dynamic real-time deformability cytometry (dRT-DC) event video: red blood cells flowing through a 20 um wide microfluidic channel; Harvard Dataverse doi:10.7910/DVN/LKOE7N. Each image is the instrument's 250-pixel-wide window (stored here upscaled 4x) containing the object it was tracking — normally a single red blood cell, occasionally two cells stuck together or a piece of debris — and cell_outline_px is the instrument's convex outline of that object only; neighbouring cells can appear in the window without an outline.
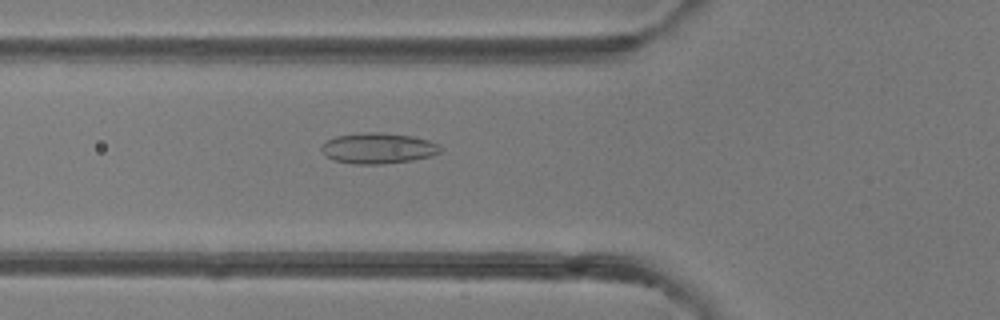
{"species": "common noctule bat (a hibernating species)", "species_latin": "Nyctalus noctula", "temperature_condition": "room temperature", "stored_images_in_passage": 34, "camera_frame_rate_fps": 3000, "um_per_image_px": 0.085, "animal": {"sex": "female"}, "frame": {"image": 1, "passage_image": 3, "time_ms": 0.667, "image_size_px": [1000, 320], "cell_outline_px": [[440, 152], [432, 156], [412, 160], [380, 164], [352, 164], [332, 160], [324, 156], [320, 148], [328, 140], [336, 136], [360, 132], [380, 132], [412, 136], [428, 140], [440, 144]], "centroid_in_image_um": [32.12, 12.6], "position_along_channel_um": 93.7, "area_um2": 21.44}}
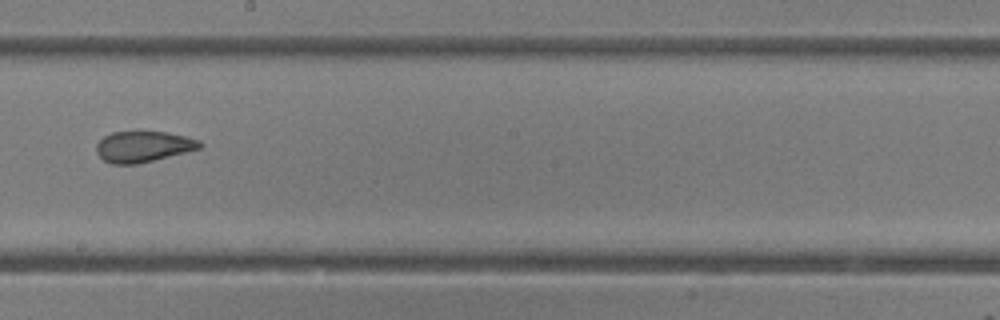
{"frame": {"image": 2, "passage_image": 13, "time_ms": 4.0, "image_size_px": [1000, 320], "cell_outline_px": [[204, 144], [200, 148], [136, 164], [112, 164], [104, 160], [96, 152], [96, 144], [104, 136], [112, 132], [168, 132], [200, 140]], "centroid_in_image_um": [12.16, 12.45], "position_along_channel_um": 236.0, "area_um2": 18.38}}
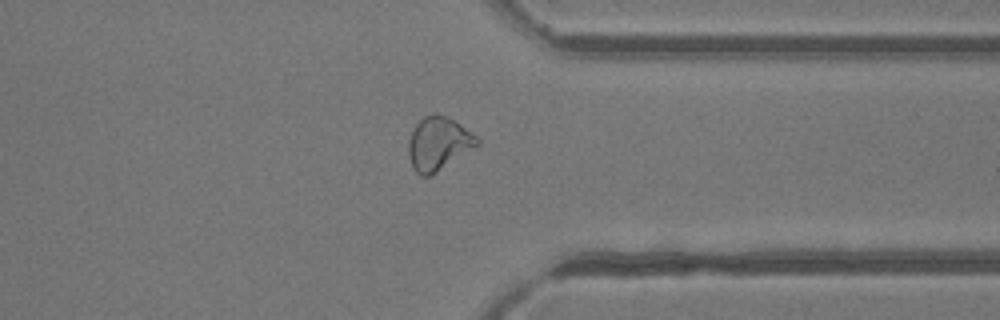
{"frame": {"image": 3, "passage_image": 23, "time_ms": 7.333, "image_size_px": [1000, 320], "cell_outline_px": [[480, 144], [436, 172], [428, 176], [420, 176], [412, 168], [408, 156], [408, 140], [416, 124], [424, 116], [448, 116], [456, 120], [476, 136], [480, 140]], "centroid_in_image_um": [37.26, 12.22], "position_along_channel_um": 374.1, "area_um2": 21.1}, "authors_computed_cell_mechanics": {"area_um2": 20.2589, "velocity_mm_per_s": 4.2458, "shape_relaxation_time_tau1_ms": null, "shape_relaxation_time_tau2_ms": 1.0833, "deformation_change_tau1": null, "deformation_change_tau2": 0.0739}}